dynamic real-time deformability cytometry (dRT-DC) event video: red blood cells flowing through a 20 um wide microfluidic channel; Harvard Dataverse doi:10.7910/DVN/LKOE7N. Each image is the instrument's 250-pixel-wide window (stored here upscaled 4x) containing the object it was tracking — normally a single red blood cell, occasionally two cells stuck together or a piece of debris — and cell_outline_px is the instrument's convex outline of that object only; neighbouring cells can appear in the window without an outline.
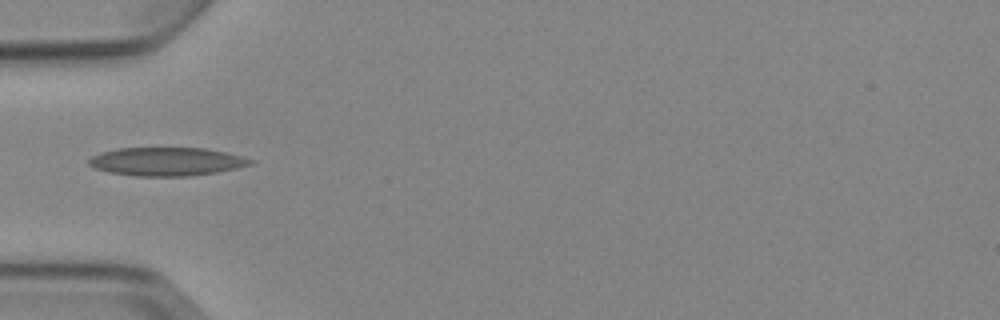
{"species": "Egyptian fruit bat (a non-hibernating species)", "species_latin": "Rousettus aegyptiacus", "temperature_condition": "cold", "stored_images_in_passage": 6, "camera_frame_rate_fps": 3000, "um_per_image_px": 0.085, "animal": {"sex": "female"}, "frame": {"image": 1, "passage_image": 5, "time_ms": 4.667, "image_size_px": [1000, 320], "cell_outline_px": [[252, 164], [236, 168], [216, 172], [188, 176], [136, 176], [108, 172], [96, 168], [88, 164], [88, 160], [92, 156], [100, 152], [116, 148], [204, 148], [224, 152], [240, 156], [252, 160]], "centroid_in_image_um": [14.1, 13.73], "position_along_channel_um": 70.9, "area_um2": 26.53}}
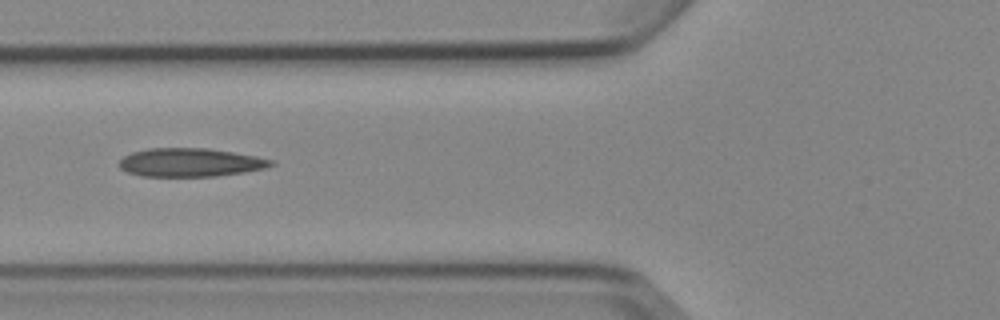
{"frame": {"image": 2, "passage_image": 6, "time_ms": 5.667, "image_size_px": [1000, 320], "cell_outline_px": [[276, 164], [264, 168], [244, 172], [216, 176], [144, 176], [128, 172], [120, 168], [120, 160], [124, 156], [132, 152], [148, 148], [208, 148], [256, 156], [272, 160]], "centroid_in_image_um": [16.18, 13.8], "position_along_channel_um": 109.6, "area_um2": 25.03}}